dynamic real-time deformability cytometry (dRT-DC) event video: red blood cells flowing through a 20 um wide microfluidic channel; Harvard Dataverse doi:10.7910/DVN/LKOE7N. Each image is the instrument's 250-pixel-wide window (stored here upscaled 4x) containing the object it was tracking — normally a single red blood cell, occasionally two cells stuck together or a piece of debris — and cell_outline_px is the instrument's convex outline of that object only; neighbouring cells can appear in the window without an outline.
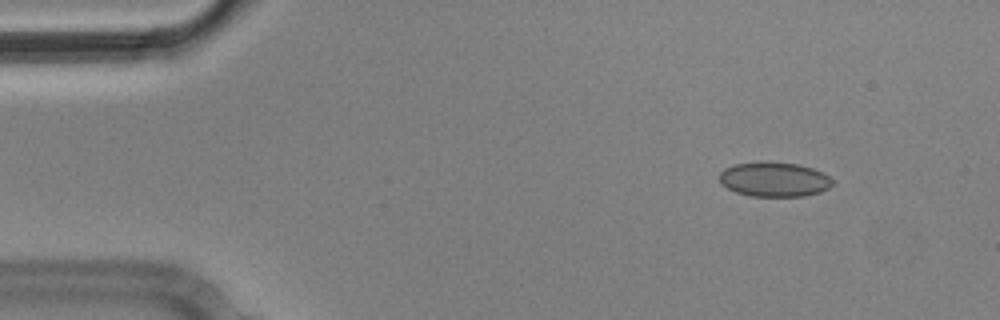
{"species": "Egyptian fruit bat (a non-hibernating species)", "species_latin": "Rousettus aegyptiacus", "temperature_condition": "cold", "stored_images_in_passage": 3, "camera_frame_rate_fps": 3000, "um_per_image_px": 0.085, "animal": {"sex": "male"}, "frame": {"image": 1, "passage_image": 1, "time_ms": 0.0, "image_size_px": [1000, 320], "cell_outline_px": [[832, 184], [828, 188], [820, 192], [804, 196], [752, 196], [736, 192], [720, 184], [720, 172], [724, 168], [732, 164], [796, 164], [812, 168], [828, 176], [832, 180]], "centroid_in_image_um": [65.79, 15.29], "position_along_channel_um": 19.2, "area_um2": 22.02}}